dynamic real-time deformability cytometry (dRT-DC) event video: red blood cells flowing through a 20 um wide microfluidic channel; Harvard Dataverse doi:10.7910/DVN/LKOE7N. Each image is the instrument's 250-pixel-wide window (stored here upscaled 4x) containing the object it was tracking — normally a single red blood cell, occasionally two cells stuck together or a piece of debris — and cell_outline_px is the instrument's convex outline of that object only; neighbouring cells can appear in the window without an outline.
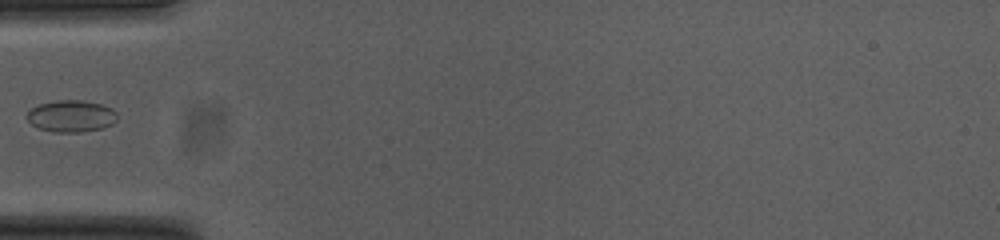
{"species": "common noctule bat (a hibernating species)", "species_latin": "Nyctalus noctula", "temperature_condition": "cold", "stored_images_in_passage": 37, "camera_frame_rate_fps": 3000, "um_per_image_px": 0.085, "animal": {"sex": "female", "body_mass_g": 23.0, "forearm_length_mm": 53.4}, "frame": {"image": 1, "passage_image": 1, "time_ms": 0.0, "image_size_px": [1000, 240], "cell_outline_px": [[116, 120], [112, 124], [104, 128], [80, 132], [52, 132], [36, 128], [24, 116], [36, 104], [56, 100], [80, 100], [100, 104], [112, 108], [116, 112]], "centroid_in_image_um": [6.01, 9.87], "position_along_channel_um": 79.0, "area_um2": 16.94}}
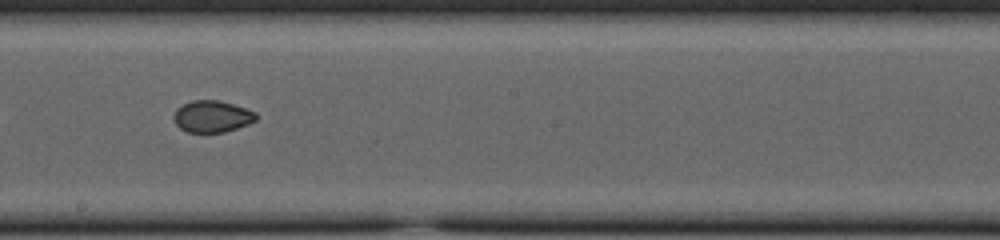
{"frame": {"image": 2, "passage_image": 13, "time_ms": 4.0, "image_size_px": [1000, 240], "cell_outline_px": [[256, 120], [248, 124], [224, 132], [188, 132], [180, 128], [176, 124], [172, 116], [176, 108], [192, 100], [216, 100], [232, 104], [256, 112]], "centroid_in_image_um": [18.0, 9.9], "position_along_channel_um": 230.2, "area_um2": 15.09}}
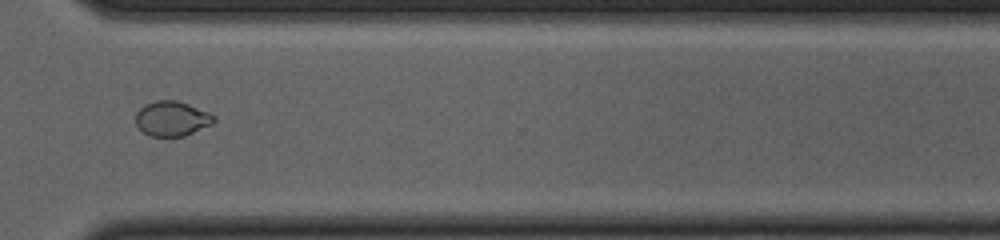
{"frame": {"image": 3, "passage_image": 23, "time_ms": 7.333, "image_size_px": [1000, 240], "cell_outline_px": [[216, 120], [212, 124], [184, 136], [148, 136], [136, 124], [136, 112], [144, 104], [156, 100], [176, 100], [188, 104], [208, 112], [216, 116]], "centroid_in_image_um": [14.61, 10.07], "position_along_channel_um": 356.0, "area_um2": 15.9}}